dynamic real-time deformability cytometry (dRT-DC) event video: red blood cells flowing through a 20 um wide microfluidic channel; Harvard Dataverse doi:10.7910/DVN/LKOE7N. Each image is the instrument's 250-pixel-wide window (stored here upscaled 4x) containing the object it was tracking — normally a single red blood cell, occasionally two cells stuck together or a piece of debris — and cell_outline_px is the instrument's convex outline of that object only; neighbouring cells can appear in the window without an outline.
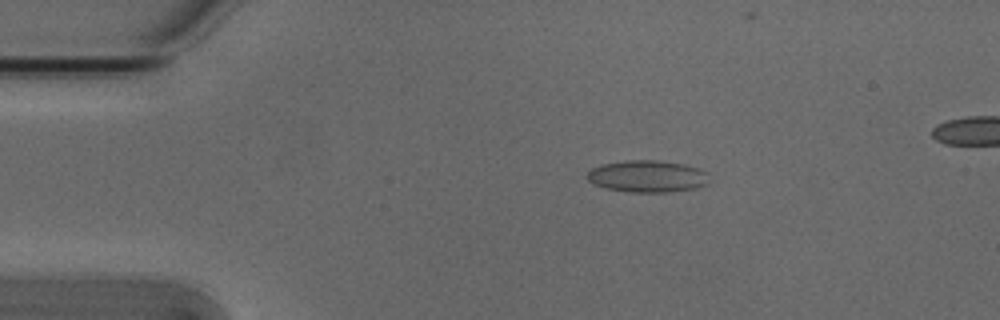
{"species": "Egyptian fruit bat (a non-hibernating species)", "species_latin": "Rousettus aegyptiacus", "temperature_condition": "cold", "stored_images_in_passage": 5, "camera_frame_rate_fps": 3000, "um_per_image_px": 0.085, "animal": {"sex": "male"}, "frame": {"image": 1, "passage_image": 1, "time_ms": 0.0, "image_size_px": [1000, 320], "cell_outline_px": [[708, 184], [696, 188], [672, 192], [628, 192], [604, 188], [592, 184], [588, 180], [588, 172], [592, 168], [600, 164], [628, 160], [656, 160], [684, 164], [708, 172]], "centroid_in_image_um": [55.02, 14.99], "position_along_channel_um": 30.0, "area_um2": 22.89}}
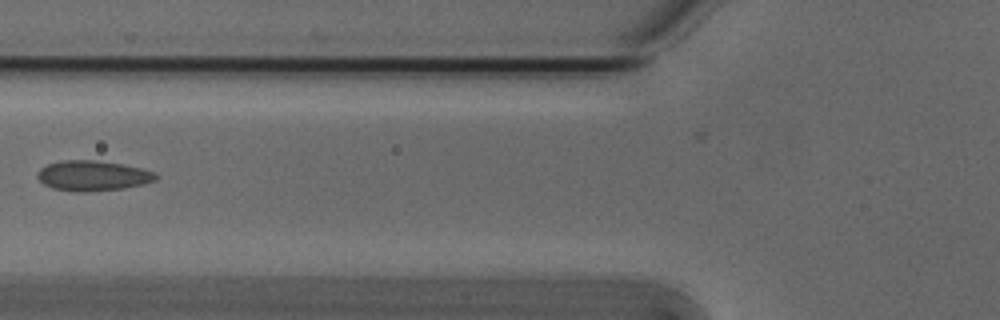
{"frame": {"image": 2, "passage_image": 4, "time_ms": 1.0, "image_size_px": [1000, 320], "cell_outline_px": [[160, 176], [156, 180], [144, 184], [124, 188], [84, 192], [76, 192], [52, 188], [44, 184], [36, 176], [36, 172], [40, 168], [48, 164], [64, 160], [96, 160], [120, 164], [140, 168], [152, 172]], "centroid_in_image_um": [7.86, 14.94], "position_along_channel_um": 117.9, "area_um2": 20.81}}